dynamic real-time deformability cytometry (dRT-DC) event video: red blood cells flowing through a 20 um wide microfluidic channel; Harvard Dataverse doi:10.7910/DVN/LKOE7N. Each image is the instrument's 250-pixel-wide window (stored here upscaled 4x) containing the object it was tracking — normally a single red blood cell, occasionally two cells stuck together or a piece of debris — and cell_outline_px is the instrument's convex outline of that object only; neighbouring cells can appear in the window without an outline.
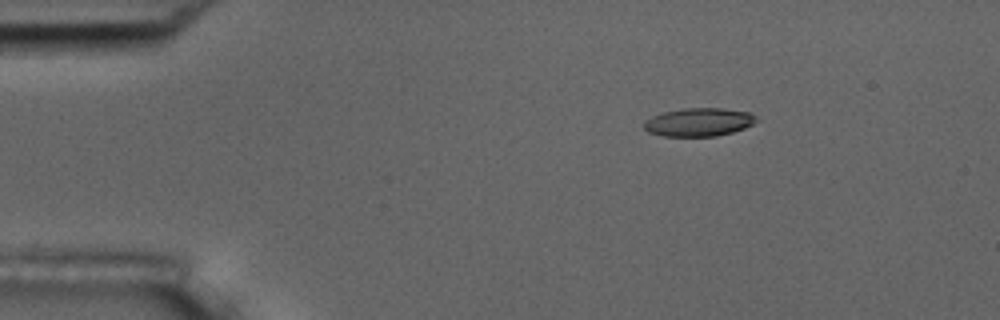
{"species": "common noctule bat (a hibernating species)", "species_latin": "Nyctalus noctula", "temperature_condition": "room temperature", "stored_images_in_passage": 2, "camera_frame_rate_fps": 3000, "um_per_image_px": 0.085, "animal": {"sex": "male", "body_mass_g": 17.5, "forearm_length_mm": 52.3}, "frame": {"image": 1, "passage_image": 1, "time_ms": 0.0, "image_size_px": [1000, 320], "cell_outline_px": [[760, 120], [744, 128], [732, 132], [716, 136], [660, 136], [648, 132], [644, 128], [644, 120], [652, 116], [664, 112], [684, 108], [720, 108], [752, 112]], "centroid_in_image_um": [59.41, 10.38], "position_along_channel_um": 25.6, "area_um2": 18.67}}